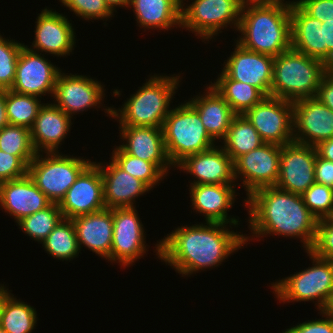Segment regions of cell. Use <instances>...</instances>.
<instances>
[{
  "label": "cell",
  "instance_id": "obj_1",
  "mask_svg": "<svg viewBox=\"0 0 333 333\" xmlns=\"http://www.w3.org/2000/svg\"><path fill=\"white\" fill-rule=\"evenodd\" d=\"M228 226L219 222L181 225L157 242L156 255L182 277L219 267L246 244L245 235L230 231Z\"/></svg>",
  "mask_w": 333,
  "mask_h": 333
},
{
  "label": "cell",
  "instance_id": "obj_2",
  "mask_svg": "<svg viewBox=\"0 0 333 333\" xmlns=\"http://www.w3.org/2000/svg\"><path fill=\"white\" fill-rule=\"evenodd\" d=\"M248 207L249 237L245 242L266 235H281L300 239L305 251L311 250L318 226V220L305 205L300 194L290 193L276 186L262 187L244 199ZM251 237V239H250Z\"/></svg>",
  "mask_w": 333,
  "mask_h": 333
},
{
  "label": "cell",
  "instance_id": "obj_3",
  "mask_svg": "<svg viewBox=\"0 0 333 333\" xmlns=\"http://www.w3.org/2000/svg\"><path fill=\"white\" fill-rule=\"evenodd\" d=\"M291 3L245 5L237 31L243 48L276 57L292 48Z\"/></svg>",
  "mask_w": 333,
  "mask_h": 333
},
{
  "label": "cell",
  "instance_id": "obj_4",
  "mask_svg": "<svg viewBox=\"0 0 333 333\" xmlns=\"http://www.w3.org/2000/svg\"><path fill=\"white\" fill-rule=\"evenodd\" d=\"M149 77L142 87H138L139 89L127 98L121 109L107 107L103 109L104 112L112 119H118L119 125L162 128L181 78L179 74H154Z\"/></svg>",
  "mask_w": 333,
  "mask_h": 333
},
{
  "label": "cell",
  "instance_id": "obj_5",
  "mask_svg": "<svg viewBox=\"0 0 333 333\" xmlns=\"http://www.w3.org/2000/svg\"><path fill=\"white\" fill-rule=\"evenodd\" d=\"M330 69L324 62L291 48L274 57L270 96L291 102L316 97Z\"/></svg>",
  "mask_w": 333,
  "mask_h": 333
},
{
  "label": "cell",
  "instance_id": "obj_6",
  "mask_svg": "<svg viewBox=\"0 0 333 333\" xmlns=\"http://www.w3.org/2000/svg\"><path fill=\"white\" fill-rule=\"evenodd\" d=\"M312 267L271 283L279 302H308L315 300L319 311L330 310L333 304V261L305 251ZM275 291V292H274Z\"/></svg>",
  "mask_w": 333,
  "mask_h": 333
},
{
  "label": "cell",
  "instance_id": "obj_7",
  "mask_svg": "<svg viewBox=\"0 0 333 333\" xmlns=\"http://www.w3.org/2000/svg\"><path fill=\"white\" fill-rule=\"evenodd\" d=\"M162 131L166 154L173 168L184 158L206 151L216 143L206 131L198 112L186 101L171 108Z\"/></svg>",
  "mask_w": 333,
  "mask_h": 333
},
{
  "label": "cell",
  "instance_id": "obj_8",
  "mask_svg": "<svg viewBox=\"0 0 333 333\" xmlns=\"http://www.w3.org/2000/svg\"><path fill=\"white\" fill-rule=\"evenodd\" d=\"M36 153L28 165V175L52 202L59 204L80 173L92 162L83 157L54 153Z\"/></svg>",
  "mask_w": 333,
  "mask_h": 333
},
{
  "label": "cell",
  "instance_id": "obj_9",
  "mask_svg": "<svg viewBox=\"0 0 333 333\" xmlns=\"http://www.w3.org/2000/svg\"><path fill=\"white\" fill-rule=\"evenodd\" d=\"M183 1L181 27L200 36L204 39L202 42L211 40L228 25H234L237 30L243 7L241 0H194L189 6Z\"/></svg>",
  "mask_w": 333,
  "mask_h": 333
},
{
  "label": "cell",
  "instance_id": "obj_10",
  "mask_svg": "<svg viewBox=\"0 0 333 333\" xmlns=\"http://www.w3.org/2000/svg\"><path fill=\"white\" fill-rule=\"evenodd\" d=\"M244 115L265 143L283 146L294 141L293 102L265 96Z\"/></svg>",
  "mask_w": 333,
  "mask_h": 333
},
{
  "label": "cell",
  "instance_id": "obj_11",
  "mask_svg": "<svg viewBox=\"0 0 333 333\" xmlns=\"http://www.w3.org/2000/svg\"><path fill=\"white\" fill-rule=\"evenodd\" d=\"M280 156V145L264 143L233 162L235 180L243 181L246 197L259 188L277 184Z\"/></svg>",
  "mask_w": 333,
  "mask_h": 333
},
{
  "label": "cell",
  "instance_id": "obj_12",
  "mask_svg": "<svg viewBox=\"0 0 333 333\" xmlns=\"http://www.w3.org/2000/svg\"><path fill=\"white\" fill-rule=\"evenodd\" d=\"M136 207L113 208V239L110 262L124 268L133 265L148 251L144 225Z\"/></svg>",
  "mask_w": 333,
  "mask_h": 333
},
{
  "label": "cell",
  "instance_id": "obj_13",
  "mask_svg": "<svg viewBox=\"0 0 333 333\" xmlns=\"http://www.w3.org/2000/svg\"><path fill=\"white\" fill-rule=\"evenodd\" d=\"M28 47L24 45L18 56L15 79L10 90L40 98L47 94L53 97L61 69L46 59L44 54Z\"/></svg>",
  "mask_w": 333,
  "mask_h": 333
},
{
  "label": "cell",
  "instance_id": "obj_14",
  "mask_svg": "<svg viewBox=\"0 0 333 333\" xmlns=\"http://www.w3.org/2000/svg\"><path fill=\"white\" fill-rule=\"evenodd\" d=\"M315 146L291 142L281 146L277 188L302 195L315 183Z\"/></svg>",
  "mask_w": 333,
  "mask_h": 333
},
{
  "label": "cell",
  "instance_id": "obj_15",
  "mask_svg": "<svg viewBox=\"0 0 333 333\" xmlns=\"http://www.w3.org/2000/svg\"><path fill=\"white\" fill-rule=\"evenodd\" d=\"M103 86L97 79L86 75H67L60 71L53 95L54 104L72 118L80 111L102 106L105 97Z\"/></svg>",
  "mask_w": 333,
  "mask_h": 333
},
{
  "label": "cell",
  "instance_id": "obj_16",
  "mask_svg": "<svg viewBox=\"0 0 333 333\" xmlns=\"http://www.w3.org/2000/svg\"><path fill=\"white\" fill-rule=\"evenodd\" d=\"M58 205L63 218L71 220L106 208L102 174L94 161L80 173Z\"/></svg>",
  "mask_w": 333,
  "mask_h": 333
},
{
  "label": "cell",
  "instance_id": "obj_17",
  "mask_svg": "<svg viewBox=\"0 0 333 333\" xmlns=\"http://www.w3.org/2000/svg\"><path fill=\"white\" fill-rule=\"evenodd\" d=\"M294 141L317 146L321 141L333 138V110L318 97L293 102Z\"/></svg>",
  "mask_w": 333,
  "mask_h": 333
},
{
  "label": "cell",
  "instance_id": "obj_18",
  "mask_svg": "<svg viewBox=\"0 0 333 333\" xmlns=\"http://www.w3.org/2000/svg\"><path fill=\"white\" fill-rule=\"evenodd\" d=\"M38 15L34 30L35 40L29 49L57 57L70 55L75 48L76 33L67 16L49 8L42 9Z\"/></svg>",
  "mask_w": 333,
  "mask_h": 333
},
{
  "label": "cell",
  "instance_id": "obj_19",
  "mask_svg": "<svg viewBox=\"0 0 333 333\" xmlns=\"http://www.w3.org/2000/svg\"><path fill=\"white\" fill-rule=\"evenodd\" d=\"M234 52L224 61L222 72L232 80L244 82L270 96L274 57L249 51L237 42Z\"/></svg>",
  "mask_w": 333,
  "mask_h": 333
},
{
  "label": "cell",
  "instance_id": "obj_20",
  "mask_svg": "<svg viewBox=\"0 0 333 333\" xmlns=\"http://www.w3.org/2000/svg\"><path fill=\"white\" fill-rule=\"evenodd\" d=\"M120 139L124 142L119 147L127 154L152 162L165 176L170 163L165 149L162 128L147 126L119 125Z\"/></svg>",
  "mask_w": 333,
  "mask_h": 333
},
{
  "label": "cell",
  "instance_id": "obj_21",
  "mask_svg": "<svg viewBox=\"0 0 333 333\" xmlns=\"http://www.w3.org/2000/svg\"><path fill=\"white\" fill-rule=\"evenodd\" d=\"M176 168L195 178L190 185L235 184L233 160L222 146H215L179 162Z\"/></svg>",
  "mask_w": 333,
  "mask_h": 333
},
{
  "label": "cell",
  "instance_id": "obj_22",
  "mask_svg": "<svg viewBox=\"0 0 333 333\" xmlns=\"http://www.w3.org/2000/svg\"><path fill=\"white\" fill-rule=\"evenodd\" d=\"M190 198L193 209L203 214L205 222H219L236 227L240 223L234 216H228L237 196L235 184H197L190 185ZM236 194V195H235Z\"/></svg>",
  "mask_w": 333,
  "mask_h": 333
},
{
  "label": "cell",
  "instance_id": "obj_23",
  "mask_svg": "<svg viewBox=\"0 0 333 333\" xmlns=\"http://www.w3.org/2000/svg\"><path fill=\"white\" fill-rule=\"evenodd\" d=\"M52 202L27 174L0 183V206L17 223L22 218L49 207Z\"/></svg>",
  "mask_w": 333,
  "mask_h": 333
},
{
  "label": "cell",
  "instance_id": "obj_24",
  "mask_svg": "<svg viewBox=\"0 0 333 333\" xmlns=\"http://www.w3.org/2000/svg\"><path fill=\"white\" fill-rule=\"evenodd\" d=\"M106 164L95 162L102 174L105 207H134L135 199L151 189L140 179L133 177L120 168L112 159Z\"/></svg>",
  "mask_w": 333,
  "mask_h": 333
},
{
  "label": "cell",
  "instance_id": "obj_25",
  "mask_svg": "<svg viewBox=\"0 0 333 333\" xmlns=\"http://www.w3.org/2000/svg\"><path fill=\"white\" fill-rule=\"evenodd\" d=\"M71 124V117L54 103H44L30 129L36 153L59 152L58 148L70 132Z\"/></svg>",
  "mask_w": 333,
  "mask_h": 333
},
{
  "label": "cell",
  "instance_id": "obj_26",
  "mask_svg": "<svg viewBox=\"0 0 333 333\" xmlns=\"http://www.w3.org/2000/svg\"><path fill=\"white\" fill-rule=\"evenodd\" d=\"M79 248H88L110 261L113 239V208L78 216L72 219ZM83 244V246H82Z\"/></svg>",
  "mask_w": 333,
  "mask_h": 333
},
{
  "label": "cell",
  "instance_id": "obj_27",
  "mask_svg": "<svg viewBox=\"0 0 333 333\" xmlns=\"http://www.w3.org/2000/svg\"><path fill=\"white\" fill-rule=\"evenodd\" d=\"M205 91L187 102L198 112L208 134L214 140H223L237 114L211 84Z\"/></svg>",
  "mask_w": 333,
  "mask_h": 333
},
{
  "label": "cell",
  "instance_id": "obj_28",
  "mask_svg": "<svg viewBox=\"0 0 333 333\" xmlns=\"http://www.w3.org/2000/svg\"><path fill=\"white\" fill-rule=\"evenodd\" d=\"M292 49L323 62L322 22L307 15L295 2H291Z\"/></svg>",
  "mask_w": 333,
  "mask_h": 333
},
{
  "label": "cell",
  "instance_id": "obj_29",
  "mask_svg": "<svg viewBox=\"0 0 333 333\" xmlns=\"http://www.w3.org/2000/svg\"><path fill=\"white\" fill-rule=\"evenodd\" d=\"M130 6L145 30L181 28V0H131Z\"/></svg>",
  "mask_w": 333,
  "mask_h": 333
},
{
  "label": "cell",
  "instance_id": "obj_30",
  "mask_svg": "<svg viewBox=\"0 0 333 333\" xmlns=\"http://www.w3.org/2000/svg\"><path fill=\"white\" fill-rule=\"evenodd\" d=\"M215 81L214 83L211 82V85L225 99L237 115H244L265 97V95L253 85L232 80L223 72L219 74Z\"/></svg>",
  "mask_w": 333,
  "mask_h": 333
},
{
  "label": "cell",
  "instance_id": "obj_31",
  "mask_svg": "<svg viewBox=\"0 0 333 333\" xmlns=\"http://www.w3.org/2000/svg\"><path fill=\"white\" fill-rule=\"evenodd\" d=\"M221 145L233 162L265 142L245 115H236Z\"/></svg>",
  "mask_w": 333,
  "mask_h": 333
},
{
  "label": "cell",
  "instance_id": "obj_32",
  "mask_svg": "<svg viewBox=\"0 0 333 333\" xmlns=\"http://www.w3.org/2000/svg\"><path fill=\"white\" fill-rule=\"evenodd\" d=\"M38 320L36 309L9 293L3 303L0 327L7 333H31Z\"/></svg>",
  "mask_w": 333,
  "mask_h": 333
},
{
  "label": "cell",
  "instance_id": "obj_33",
  "mask_svg": "<svg viewBox=\"0 0 333 333\" xmlns=\"http://www.w3.org/2000/svg\"><path fill=\"white\" fill-rule=\"evenodd\" d=\"M42 244V247L49 255L62 261L73 260L81 251L71 219L63 218Z\"/></svg>",
  "mask_w": 333,
  "mask_h": 333
},
{
  "label": "cell",
  "instance_id": "obj_34",
  "mask_svg": "<svg viewBox=\"0 0 333 333\" xmlns=\"http://www.w3.org/2000/svg\"><path fill=\"white\" fill-rule=\"evenodd\" d=\"M43 104L39 97L6 90V112L11 125L31 129Z\"/></svg>",
  "mask_w": 333,
  "mask_h": 333
},
{
  "label": "cell",
  "instance_id": "obj_35",
  "mask_svg": "<svg viewBox=\"0 0 333 333\" xmlns=\"http://www.w3.org/2000/svg\"><path fill=\"white\" fill-rule=\"evenodd\" d=\"M62 219L63 215L59 205L52 203L44 210L22 218L17 224L22 232L28 234L27 236L42 243Z\"/></svg>",
  "mask_w": 333,
  "mask_h": 333
},
{
  "label": "cell",
  "instance_id": "obj_36",
  "mask_svg": "<svg viewBox=\"0 0 333 333\" xmlns=\"http://www.w3.org/2000/svg\"><path fill=\"white\" fill-rule=\"evenodd\" d=\"M111 159L125 172L143 181L150 189L161 183L165 177L152 162L127 154L119 146L113 149Z\"/></svg>",
  "mask_w": 333,
  "mask_h": 333
},
{
  "label": "cell",
  "instance_id": "obj_37",
  "mask_svg": "<svg viewBox=\"0 0 333 333\" xmlns=\"http://www.w3.org/2000/svg\"><path fill=\"white\" fill-rule=\"evenodd\" d=\"M0 150L21 157L28 165L36 156L30 129L8 124L0 130Z\"/></svg>",
  "mask_w": 333,
  "mask_h": 333
},
{
  "label": "cell",
  "instance_id": "obj_38",
  "mask_svg": "<svg viewBox=\"0 0 333 333\" xmlns=\"http://www.w3.org/2000/svg\"><path fill=\"white\" fill-rule=\"evenodd\" d=\"M24 45L0 35V89L9 90L13 86L18 56Z\"/></svg>",
  "mask_w": 333,
  "mask_h": 333
},
{
  "label": "cell",
  "instance_id": "obj_39",
  "mask_svg": "<svg viewBox=\"0 0 333 333\" xmlns=\"http://www.w3.org/2000/svg\"><path fill=\"white\" fill-rule=\"evenodd\" d=\"M301 196L307 208L318 221L333 217L332 188L314 183Z\"/></svg>",
  "mask_w": 333,
  "mask_h": 333
},
{
  "label": "cell",
  "instance_id": "obj_40",
  "mask_svg": "<svg viewBox=\"0 0 333 333\" xmlns=\"http://www.w3.org/2000/svg\"><path fill=\"white\" fill-rule=\"evenodd\" d=\"M64 7L69 8L76 16L83 20H103L112 17L114 13L108 8L104 0H59Z\"/></svg>",
  "mask_w": 333,
  "mask_h": 333
},
{
  "label": "cell",
  "instance_id": "obj_41",
  "mask_svg": "<svg viewBox=\"0 0 333 333\" xmlns=\"http://www.w3.org/2000/svg\"><path fill=\"white\" fill-rule=\"evenodd\" d=\"M310 251L333 261V217L318 221L315 242Z\"/></svg>",
  "mask_w": 333,
  "mask_h": 333
},
{
  "label": "cell",
  "instance_id": "obj_42",
  "mask_svg": "<svg viewBox=\"0 0 333 333\" xmlns=\"http://www.w3.org/2000/svg\"><path fill=\"white\" fill-rule=\"evenodd\" d=\"M28 174V164L19 156L0 150V183Z\"/></svg>",
  "mask_w": 333,
  "mask_h": 333
},
{
  "label": "cell",
  "instance_id": "obj_43",
  "mask_svg": "<svg viewBox=\"0 0 333 333\" xmlns=\"http://www.w3.org/2000/svg\"><path fill=\"white\" fill-rule=\"evenodd\" d=\"M319 313L322 315L321 318L324 319L306 320L286 329L282 333H333V312L324 310Z\"/></svg>",
  "mask_w": 333,
  "mask_h": 333
},
{
  "label": "cell",
  "instance_id": "obj_44",
  "mask_svg": "<svg viewBox=\"0 0 333 333\" xmlns=\"http://www.w3.org/2000/svg\"><path fill=\"white\" fill-rule=\"evenodd\" d=\"M307 15L320 22L333 21V0H295Z\"/></svg>",
  "mask_w": 333,
  "mask_h": 333
},
{
  "label": "cell",
  "instance_id": "obj_45",
  "mask_svg": "<svg viewBox=\"0 0 333 333\" xmlns=\"http://www.w3.org/2000/svg\"><path fill=\"white\" fill-rule=\"evenodd\" d=\"M314 175L315 183L333 189V162L325 160L317 154Z\"/></svg>",
  "mask_w": 333,
  "mask_h": 333
},
{
  "label": "cell",
  "instance_id": "obj_46",
  "mask_svg": "<svg viewBox=\"0 0 333 333\" xmlns=\"http://www.w3.org/2000/svg\"><path fill=\"white\" fill-rule=\"evenodd\" d=\"M323 62L333 68V21L322 22Z\"/></svg>",
  "mask_w": 333,
  "mask_h": 333
},
{
  "label": "cell",
  "instance_id": "obj_47",
  "mask_svg": "<svg viewBox=\"0 0 333 333\" xmlns=\"http://www.w3.org/2000/svg\"><path fill=\"white\" fill-rule=\"evenodd\" d=\"M316 97L333 110V68L324 75Z\"/></svg>",
  "mask_w": 333,
  "mask_h": 333
},
{
  "label": "cell",
  "instance_id": "obj_48",
  "mask_svg": "<svg viewBox=\"0 0 333 333\" xmlns=\"http://www.w3.org/2000/svg\"><path fill=\"white\" fill-rule=\"evenodd\" d=\"M315 147L320 157L333 162V138L323 140Z\"/></svg>",
  "mask_w": 333,
  "mask_h": 333
},
{
  "label": "cell",
  "instance_id": "obj_49",
  "mask_svg": "<svg viewBox=\"0 0 333 333\" xmlns=\"http://www.w3.org/2000/svg\"><path fill=\"white\" fill-rule=\"evenodd\" d=\"M9 124L6 112V90L0 89V130Z\"/></svg>",
  "mask_w": 333,
  "mask_h": 333
},
{
  "label": "cell",
  "instance_id": "obj_50",
  "mask_svg": "<svg viewBox=\"0 0 333 333\" xmlns=\"http://www.w3.org/2000/svg\"><path fill=\"white\" fill-rule=\"evenodd\" d=\"M292 1L285 0H241L243 6L245 5H264V4H279V3H291Z\"/></svg>",
  "mask_w": 333,
  "mask_h": 333
},
{
  "label": "cell",
  "instance_id": "obj_51",
  "mask_svg": "<svg viewBox=\"0 0 333 333\" xmlns=\"http://www.w3.org/2000/svg\"><path fill=\"white\" fill-rule=\"evenodd\" d=\"M108 8L114 13L116 10V7H130L131 0H104Z\"/></svg>",
  "mask_w": 333,
  "mask_h": 333
},
{
  "label": "cell",
  "instance_id": "obj_52",
  "mask_svg": "<svg viewBox=\"0 0 333 333\" xmlns=\"http://www.w3.org/2000/svg\"><path fill=\"white\" fill-rule=\"evenodd\" d=\"M9 289H6V286H4V284H0V315H1V310H2V306L4 303V300L6 298V296L10 293V291H8Z\"/></svg>",
  "mask_w": 333,
  "mask_h": 333
},
{
  "label": "cell",
  "instance_id": "obj_53",
  "mask_svg": "<svg viewBox=\"0 0 333 333\" xmlns=\"http://www.w3.org/2000/svg\"><path fill=\"white\" fill-rule=\"evenodd\" d=\"M0 333H7V332L0 327Z\"/></svg>",
  "mask_w": 333,
  "mask_h": 333
}]
</instances>
